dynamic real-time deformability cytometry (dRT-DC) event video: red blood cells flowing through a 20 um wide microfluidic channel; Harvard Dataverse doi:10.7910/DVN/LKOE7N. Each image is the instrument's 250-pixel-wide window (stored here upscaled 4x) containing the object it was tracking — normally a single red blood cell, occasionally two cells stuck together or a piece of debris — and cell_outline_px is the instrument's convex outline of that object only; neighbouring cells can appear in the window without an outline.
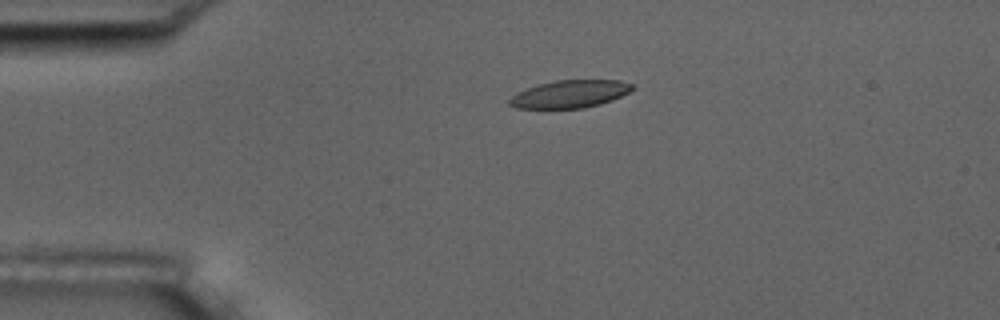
{"species": "common noctule bat (a hibernating species)", "species_latin": "Nyctalus noctula", "temperature_condition": "room temperature", "stored_images_in_passage": 2, "camera_frame_rate_fps": 3000, "um_per_image_px": 0.085, "animal": {"sex": "male", "body_mass_g": 17.5, "forearm_length_mm": 52.3}, "frame": {"image": 1, "passage_image": 1, "time_ms": 0.0, "image_size_px": [1000, 320], "cell_outline_px": [[636, 88], [612, 100], [600, 104], [584, 108], [516, 108], [508, 104], [508, 100], [512, 96], [528, 88], [540, 84], [556, 80], [620, 80], [632, 84]], "centroid_in_image_um": [48.47, 7.99], "position_along_channel_um": 36.5, "area_um2": 19.59}}